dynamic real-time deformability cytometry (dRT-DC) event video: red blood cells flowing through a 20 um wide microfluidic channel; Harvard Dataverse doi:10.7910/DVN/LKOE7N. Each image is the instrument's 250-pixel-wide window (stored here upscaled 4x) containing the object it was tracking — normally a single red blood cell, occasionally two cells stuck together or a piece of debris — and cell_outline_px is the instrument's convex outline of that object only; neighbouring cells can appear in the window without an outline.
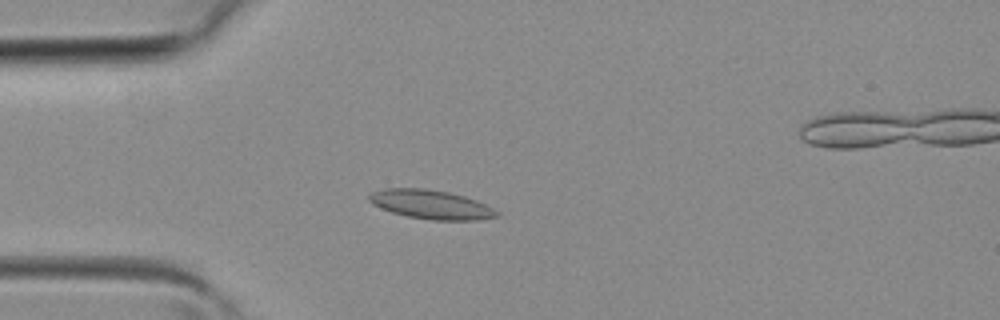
{"species": "common noctule bat (a hibernating species)", "species_latin": "Nyctalus noctula", "temperature_condition": "room temperature", "stored_images_in_passage": 30, "camera_frame_rate_fps": 3000, "um_per_image_px": 0.085, "animal": {"sex": "female", "body_mass_g": 19.3, "forearm_length_mm": 54.1}, "frame": {"image": 1, "passage_image": 4, "time_ms": 1.0, "image_size_px": [1000, 320], "cell_outline_px": [[500, 216], [476, 220], [432, 220], [408, 216], [392, 212], [380, 208], [372, 204], [368, 200], [368, 196], [372, 192], [384, 188], [424, 188], [448, 192], [464, 196], [476, 200], [500, 212]], "centroid_in_image_um": [36.62, 17.38], "position_along_channel_um": 48.4, "area_um2": 21.56}}
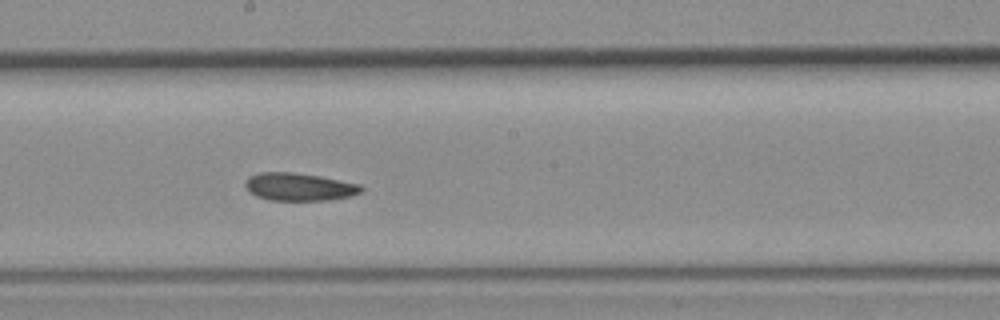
{"frame": {"image": 2, "passage_image": 15, "time_ms": 4.667, "image_size_px": [1000, 320], "cell_outline_px": [[364, 188], [360, 192], [352, 196], [332, 200], [268, 200], [256, 196], [248, 192], [244, 184], [248, 176], [260, 172], [292, 172], [320, 176], [360, 184]], "centroid_in_image_um": [25.41, 15.88], "position_along_channel_um": 222.8, "area_um2": 18.96}}
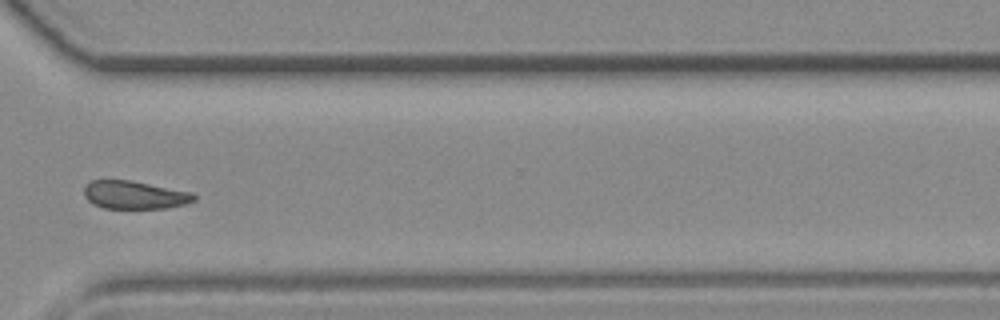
{"frame": {"image": 3, "passage_image": 23, "time_ms": 7.333, "image_size_px": [1000, 320], "cell_outline_px": [[196, 200], [184, 204], [168, 208], [104, 208], [92, 204], [84, 196], [84, 188], [92, 180], [128, 180], [192, 192], [196, 196]], "centroid_in_image_um": [11.43, 16.58], "position_along_channel_um": 359.2, "area_um2": 17.86}}